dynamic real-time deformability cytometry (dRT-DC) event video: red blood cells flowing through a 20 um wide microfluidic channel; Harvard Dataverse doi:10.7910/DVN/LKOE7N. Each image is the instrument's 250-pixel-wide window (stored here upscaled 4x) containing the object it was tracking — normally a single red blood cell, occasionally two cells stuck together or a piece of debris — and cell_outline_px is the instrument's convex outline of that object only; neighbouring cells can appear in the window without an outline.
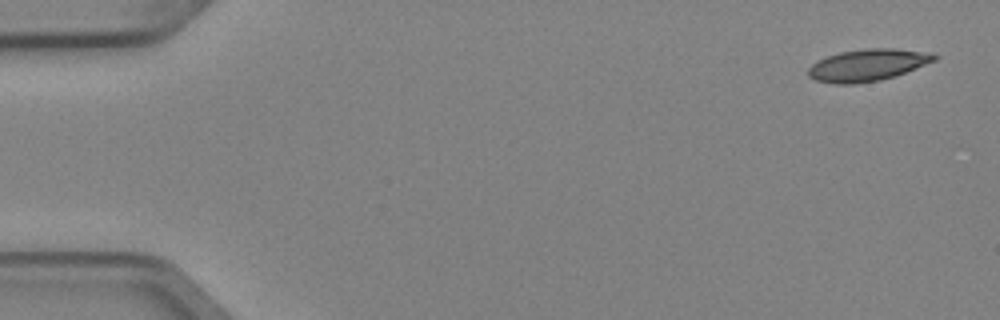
{"species": "Egyptian fruit bat (a non-hibernating species)", "species_latin": "Rousettus aegyptiacus", "temperature_condition": "cold", "stored_images_in_passage": 5, "camera_frame_rate_fps": 3000, "um_per_image_px": 0.085, "animal": {"sex": "female"}, "frame": {"image": 1, "passage_image": 1, "time_ms": 0.0, "image_size_px": [1000, 320], "cell_outline_px": [[940, 56], [936, 60], [896, 76], [880, 80], [856, 84], [832, 84], [816, 80], [808, 76], [808, 68], [816, 60], [840, 52], [864, 48], [896, 48], [920, 52]], "centroid_in_image_um": [73.7, 5.54], "position_along_channel_um": 11.3, "area_um2": 23.47}}
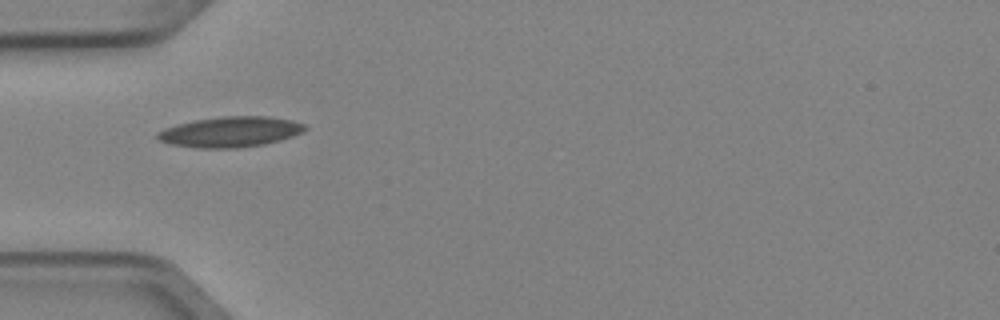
{"frame": {"image": 2, "passage_image": 5, "time_ms": 1.333, "image_size_px": [1000, 320], "cell_outline_px": [[308, 128], [304, 132], [280, 140], [264, 144], [236, 148], [196, 148], [168, 144], [160, 140], [156, 136], [156, 132], [164, 128], [176, 124], [196, 120], [220, 116], [268, 116], [292, 120], [304, 124]], "centroid_in_image_um": [19.57, 11.21], "position_along_channel_um": 65.4, "area_um2": 26.36}}